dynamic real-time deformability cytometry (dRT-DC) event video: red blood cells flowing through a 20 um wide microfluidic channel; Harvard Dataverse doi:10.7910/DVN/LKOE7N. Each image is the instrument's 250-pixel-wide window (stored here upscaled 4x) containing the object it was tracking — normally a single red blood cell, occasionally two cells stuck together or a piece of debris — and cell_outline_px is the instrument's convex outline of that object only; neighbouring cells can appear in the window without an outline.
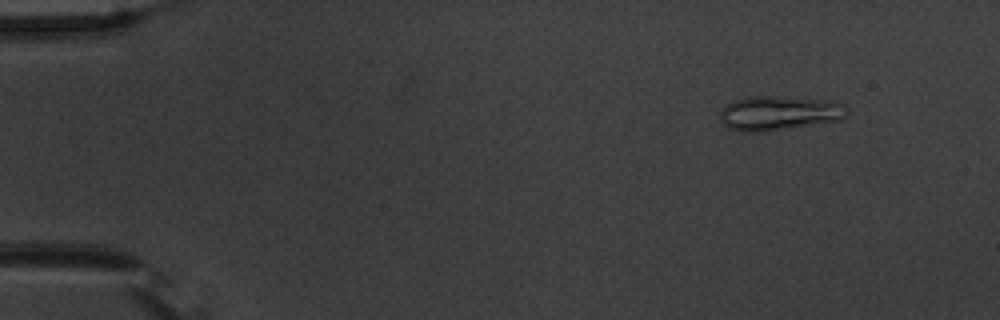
{"species": "common noctule bat (a hibernating species)", "species_latin": "Nyctalus noctula", "temperature_condition": "warm", "stored_images_in_passage": 55, "camera_frame_rate_fps": 3000, "um_per_image_px": 0.085, "animal": {"sex": "male", "body_mass_g": 20.1, "forearm_length_mm": 53.5}, "frame": {"image": 1, "passage_image": 6, "time_ms": 1.667, "image_size_px": [1000, 320], "cell_outline_px": [[848, 112], [840, 120], [764, 132], [740, 132], [728, 128], [720, 120], [720, 112], [724, 104], [732, 100], [748, 96], [772, 96], [828, 100], [844, 104], [848, 108]], "centroid_in_image_um": [66.17, 9.61], "position_along_channel_um": 18.8, "area_um2": 25.72}}
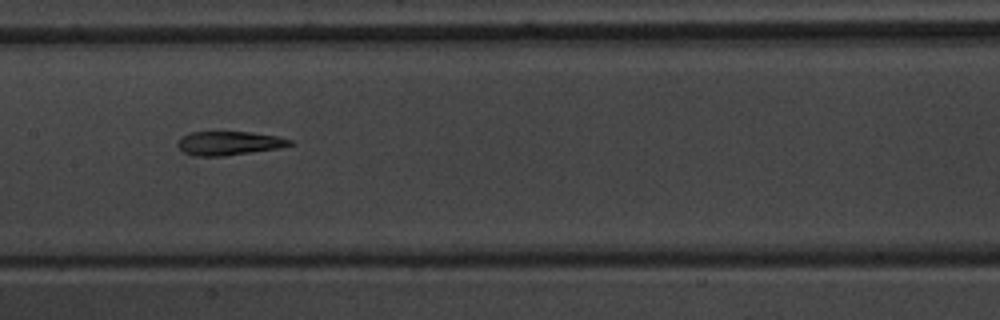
{"frame": {"image": 2, "passage_image": 28, "time_ms": 9.0, "image_size_px": [1000, 320], "cell_outline_px": [[296, 144], [280, 148], [224, 156], [196, 156], [184, 152], [176, 144], [188, 132], [252, 132], [280, 136], [292, 140]], "centroid_in_image_um": [19.54, 12.17], "position_along_channel_um": 187.9, "area_um2": 15.66}}
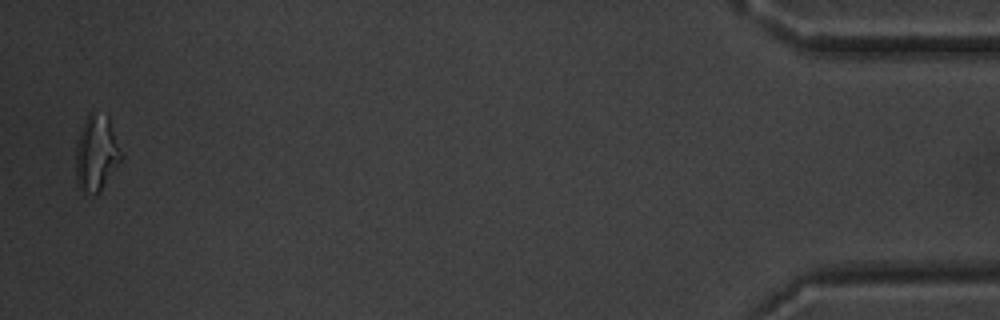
{"frame": {"image": 3, "passage_image": 54, "time_ms": 17.667, "image_size_px": [1000, 320], "cell_outline_px": [[124, 156], [100, 192], [96, 196], [80, 188], [76, 184], [76, 144], [84, 120], [88, 112], [92, 112], [108, 116]], "centroid_in_image_um": [8.2, 13.03], "position_along_channel_um": 427.0, "area_um2": 20.23}, "authors_computed_cell_mechanics": {"area_um2": 16.6464, "velocity_mm_per_s": 3.7105, "shape_relaxation_time_tau1_ms": null, "shape_relaxation_time_tau2_ms": 4.0618, "deformation_change_tau1": null, "deformation_change_tau2": 0.1423}}